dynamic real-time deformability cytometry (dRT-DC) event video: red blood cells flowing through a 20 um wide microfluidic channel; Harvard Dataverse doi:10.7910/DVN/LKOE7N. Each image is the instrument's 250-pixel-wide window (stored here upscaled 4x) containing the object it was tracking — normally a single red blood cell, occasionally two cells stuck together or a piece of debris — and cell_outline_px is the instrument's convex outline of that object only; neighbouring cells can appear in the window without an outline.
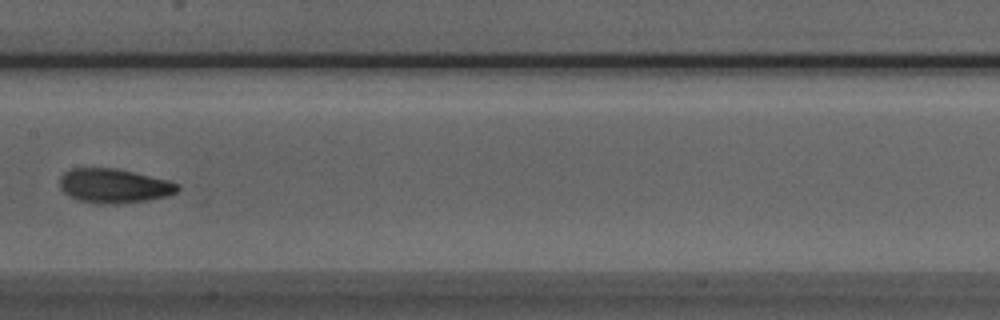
{"species": "Egyptian fruit bat (a non-hibernating species)", "species_latin": "Rousettus aegyptiacus", "temperature_condition": "room temperature", "stored_images_in_passage": 9, "camera_frame_rate_fps": 3000, "um_per_image_px": 0.085, "animal": {"sex": "male"}, "frame": {"image": 1, "passage_image": 8, "time_ms": 2.333, "image_size_px": [1000, 320], "cell_outline_px": [[180, 188], [176, 192], [168, 196], [148, 200], [116, 204], [96, 204], [76, 200], [68, 196], [60, 188], [60, 176], [64, 172], [72, 168], [116, 168], [172, 180], [180, 184]], "centroid_in_image_um": [9.71, 15.8], "position_along_channel_um": 197.7, "area_um2": 24.04}}